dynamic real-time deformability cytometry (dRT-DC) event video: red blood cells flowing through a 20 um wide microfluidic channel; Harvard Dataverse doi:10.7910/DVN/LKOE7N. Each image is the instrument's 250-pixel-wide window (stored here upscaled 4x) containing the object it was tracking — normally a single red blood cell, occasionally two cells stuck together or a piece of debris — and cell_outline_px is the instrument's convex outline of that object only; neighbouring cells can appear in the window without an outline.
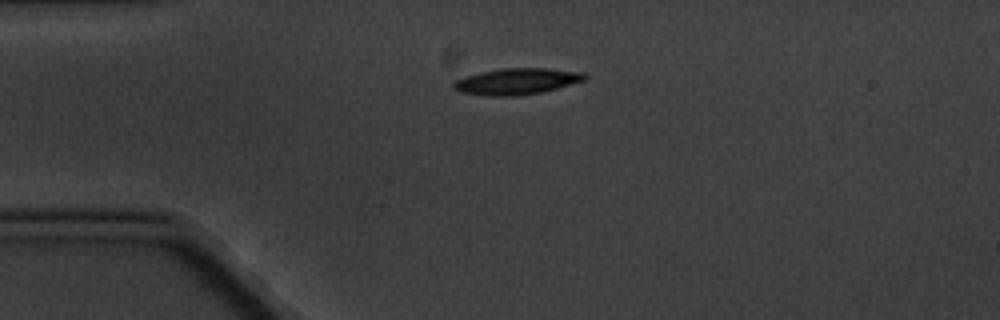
{"species": "common noctule bat (a hibernating species)", "species_latin": "Nyctalus noctula", "temperature_condition": "cold", "stored_images_in_passage": 5, "camera_frame_rate_fps": 3000, "um_per_image_px": 0.085, "animal": {"sex": "male", "body_mass_g": 20.1, "forearm_length_mm": 53.5}, "frame": {"image": 1, "passage_image": 5, "time_ms": 4.667, "image_size_px": [1000, 320], "cell_outline_px": [[588, 76], [584, 80], [556, 88], [540, 92], [516, 96], [484, 96], [460, 92], [452, 88], [452, 84], [456, 80], [464, 76], [480, 72], [500, 68], [548, 68], [584, 72]], "centroid_in_image_um": [43.88, 6.91], "position_along_channel_um": 41.1, "area_um2": 20.17}}